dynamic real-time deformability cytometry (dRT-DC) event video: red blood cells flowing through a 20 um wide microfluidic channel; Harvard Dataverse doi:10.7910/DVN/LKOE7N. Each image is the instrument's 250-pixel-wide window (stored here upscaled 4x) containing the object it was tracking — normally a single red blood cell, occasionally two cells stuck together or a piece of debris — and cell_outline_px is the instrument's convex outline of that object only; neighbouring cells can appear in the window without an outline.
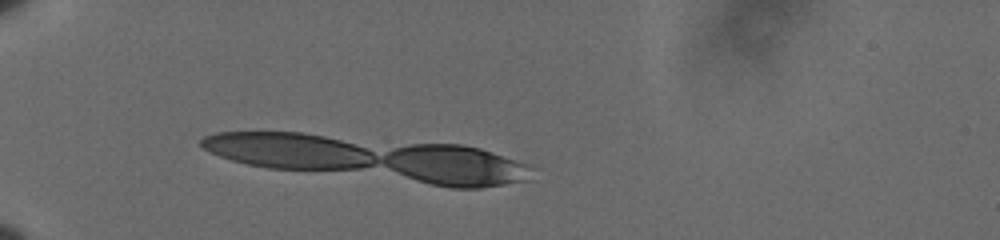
{"species": "human", "species_latin": "Homo sapiens", "temperature_condition": "cold", "stored_images_in_passage": 11, "segment_of_instrument_passage": [2, 2], "camera_frame_rate_fps": 3000, "um_per_image_px": 0.085, "donor": {"sex": "male"}, "frame": {"image": 1, "passage_image": 10, "time_ms": 3.0, "image_size_px": [1000, 240], "cell_outline_px": [[368, 164], [344, 168], [284, 168], [260, 164], [216, 136], [236, 132], [284, 132], [316, 136], [348, 144], [360, 148], [368, 152]], "centroid_in_image_um": [25.15, 12.77], "position_along_channel_um": 59.8, "area_um2": 28.26}}